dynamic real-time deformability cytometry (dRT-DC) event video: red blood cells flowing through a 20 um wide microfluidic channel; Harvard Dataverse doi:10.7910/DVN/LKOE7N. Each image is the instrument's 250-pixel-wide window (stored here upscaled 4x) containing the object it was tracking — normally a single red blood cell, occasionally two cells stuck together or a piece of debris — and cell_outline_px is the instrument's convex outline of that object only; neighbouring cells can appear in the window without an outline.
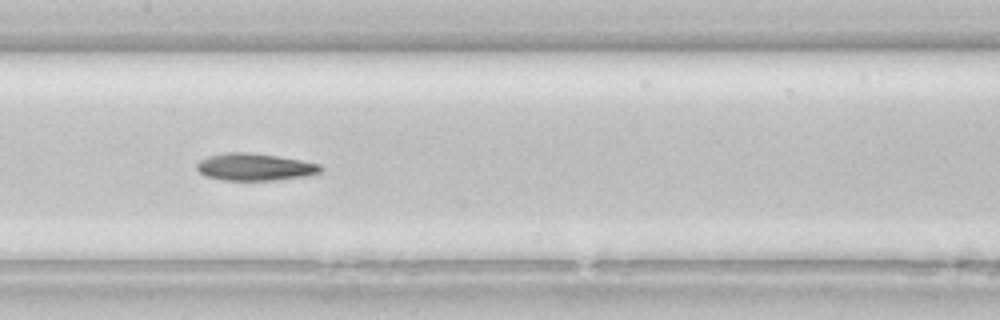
{"species": "common noctule bat (a hibernating species)", "species_latin": "Nyctalus noctula", "temperature_condition": "room temperature", "stored_images_in_passage": 33, "camera_frame_rate_fps": 3000, "um_per_image_px": 0.085, "animal": {"sex": "female", "body_mass_g": 22.7, "forearm_length_mm": 54.2}, "frame": {"image": 1, "passage_image": 10, "time_ms": 3.0, "image_size_px": [1000, 320], "cell_outline_px": [[324, 168], [320, 172], [308, 176], [272, 180], [224, 180], [204, 176], [196, 168], [196, 164], [200, 160], [208, 156], [228, 152], [248, 152], [280, 156], [320, 164]], "centroid_in_image_um": [21.66, 14.19], "position_along_channel_um": 185.7, "area_um2": 19.71}}
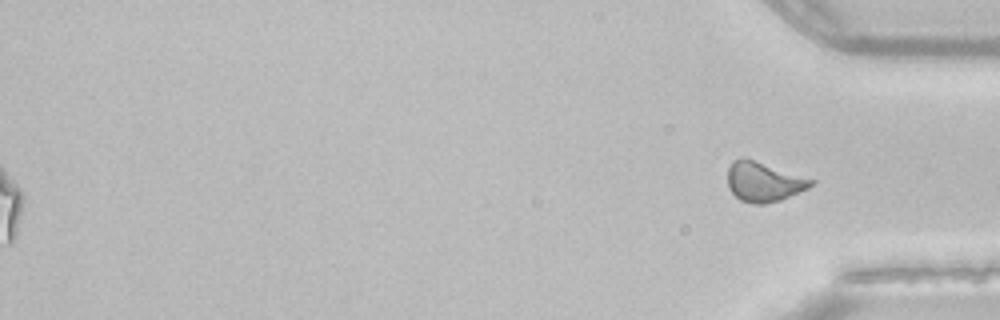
{"frame": {"image": 2, "passage_image": 33, "time_ms": 10.667, "image_size_px": [1000, 320], "cell_outline_px": [[816, 184], [808, 188], [780, 200], [764, 204], [752, 204], [740, 200], [728, 188], [728, 168], [732, 160], [752, 160], [816, 180]], "centroid_in_image_um": [64.93, 15.49], "position_along_channel_um": 370.3, "area_um2": 18.9}}